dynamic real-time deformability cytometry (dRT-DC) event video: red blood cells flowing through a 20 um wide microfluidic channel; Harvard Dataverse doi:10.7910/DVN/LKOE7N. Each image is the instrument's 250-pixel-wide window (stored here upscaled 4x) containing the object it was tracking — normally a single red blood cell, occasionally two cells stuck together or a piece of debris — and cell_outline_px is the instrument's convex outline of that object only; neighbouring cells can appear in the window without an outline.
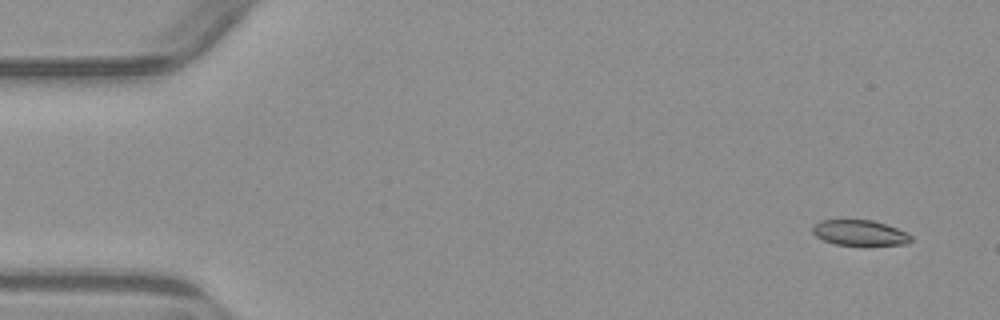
{"species": "common noctule bat (a hibernating species)", "species_latin": "Nyctalus noctula", "temperature_condition": "warm", "stored_images_in_passage": 4, "camera_frame_rate_fps": 3000, "um_per_image_px": 0.085, "animal": {"sex": "male", "body_mass_g": 23.1, "forearm_length_mm": 52.7}, "frame": {"image": 1, "passage_image": 1, "time_ms": 0.0, "image_size_px": [1000, 320], "cell_outline_px": [[912, 240], [908, 244], [864, 248], [836, 244], [824, 240], [816, 236], [812, 232], [812, 224], [820, 220], [872, 220], [908, 232], [912, 236]], "centroid_in_image_um": [73.12, 19.84], "position_along_channel_um": 11.9, "area_um2": 15.43}}
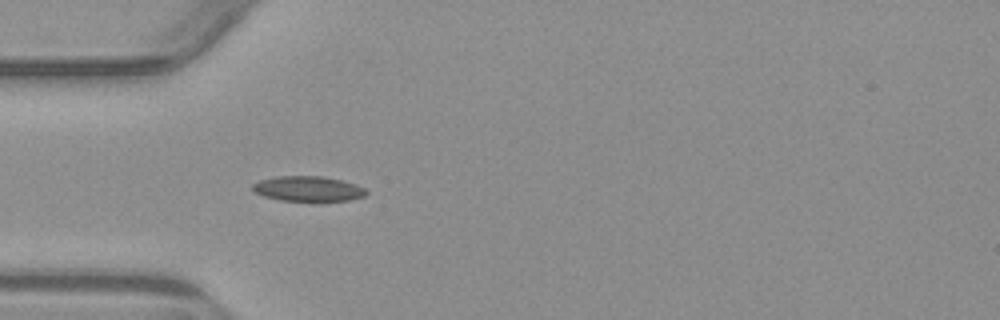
{"frame": {"image": 2, "passage_image": 4, "time_ms": 4.333, "image_size_px": [1000, 320], "cell_outline_px": [[368, 192], [364, 196], [348, 200], [320, 204], [280, 200], [264, 196], [256, 192], [252, 188], [252, 184], [260, 180], [276, 176], [320, 176], [340, 180], [356, 184], [364, 188]], "centroid_in_image_um": [26.21, 16.09], "position_along_channel_um": 58.8, "area_um2": 17.28}}